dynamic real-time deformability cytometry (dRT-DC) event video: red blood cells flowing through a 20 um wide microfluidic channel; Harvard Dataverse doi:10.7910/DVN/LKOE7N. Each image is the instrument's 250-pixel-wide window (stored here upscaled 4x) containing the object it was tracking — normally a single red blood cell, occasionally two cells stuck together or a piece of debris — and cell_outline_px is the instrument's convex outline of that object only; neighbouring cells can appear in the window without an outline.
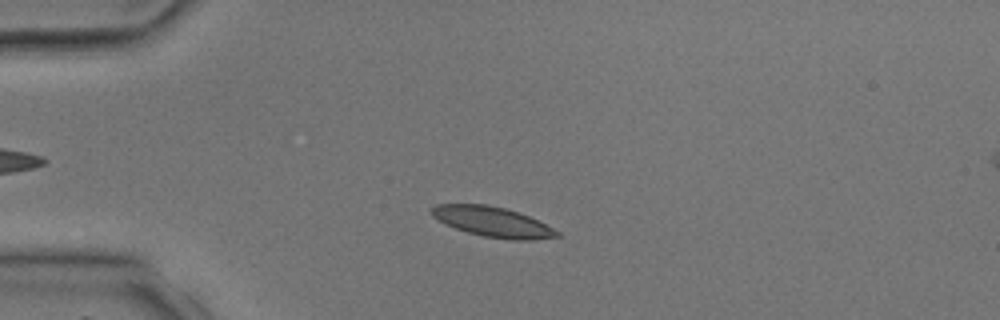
{"species": "common noctule bat (a hibernating species)", "species_latin": "Nyctalus noctula", "temperature_condition": "room temperature", "stored_images_in_passage": 4, "camera_frame_rate_fps": 3000, "um_per_image_px": 0.085, "animal": {"sex": "male", "body_mass_g": 17.9, "forearm_length_mm": 54.2}, "frame": {"image": 1, "passage_image": 3, "time_ms": 2.667, "image_size_px": [1000, 320], "cell_outline_px": [[560, 236], [532, 240], [512, 240], [484, 236], [468, 232], [456, 228], [432, 216], [428, 212], [436, 204], [488, 204], [504, 208], [528, 216], [560, 232]], "centroid_in_image_um": [41.86, 18.85], "position_along_channel_um": 43.1, "area_um2": 21.62}}